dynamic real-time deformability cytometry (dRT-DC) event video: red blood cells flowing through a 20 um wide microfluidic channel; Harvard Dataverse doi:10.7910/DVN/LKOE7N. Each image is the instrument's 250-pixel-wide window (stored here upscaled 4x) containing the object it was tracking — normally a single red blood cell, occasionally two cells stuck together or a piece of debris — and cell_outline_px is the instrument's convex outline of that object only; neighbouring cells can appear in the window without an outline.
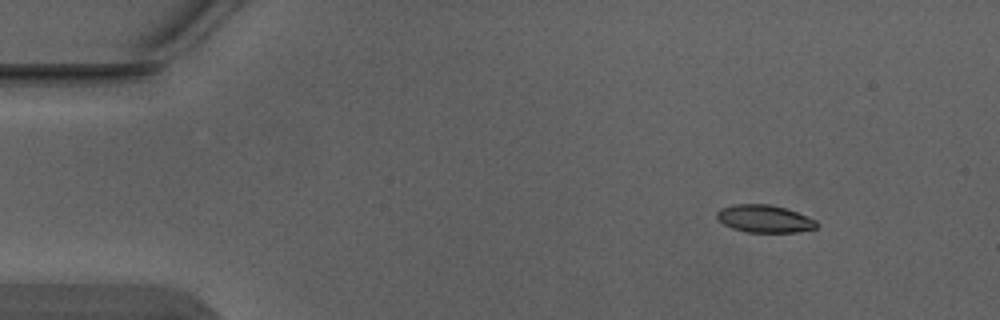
{"species": "Egyptian fruit bat (a non-hibernating species)", "species_latin": "Rousettus aegyptiacus", "temperature_condition": "warm", "stored_images_in_passage": 6, "camera_frame_rate_fps": 3000, "um_per_image_px": 0.085, "animal": {"sex": "male"}, "frame": {"image": 1, "passage_image": 2, "time_ms": 0.333, "image_size_px": [1000, 320], "cell_outline_px": [[820, 224], [816, 228], [796, 232], [748, 232], [732, 228], [724, 224], [716, 216], [716, 212], [720, 208], [732, 204], [768, 204], [784, 208], [796, 212], [816, 220]], "centroid_in_image_um": [64.97, 18.59], "position_along_channel_um": 20.0, "area_um2": 15.95}}
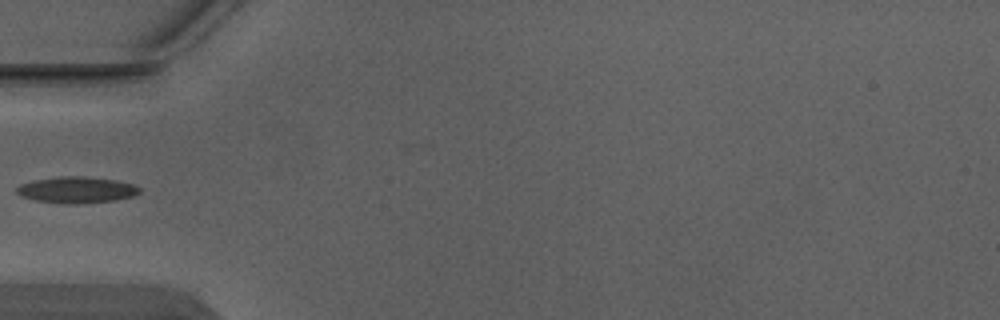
{"frame": {"image": 2, "passage_image": 5, "time_ms": 1.333, "image_size_px": [1000, 320], "cell_outline_px": [[140, 192], [132, 196], [116, 200], [76, 204], [68, 204], [36, 200], [20, 196], [16, 192], [16, 188], [20, 184], [36, 180], [60, 176], [80, 176], [112, 180], [132, 184], [140, 188]], "centroid_in_image_um": [6.48, 16.15], "position_along_channel_um": 78.5, "area_um2": 18.55}}
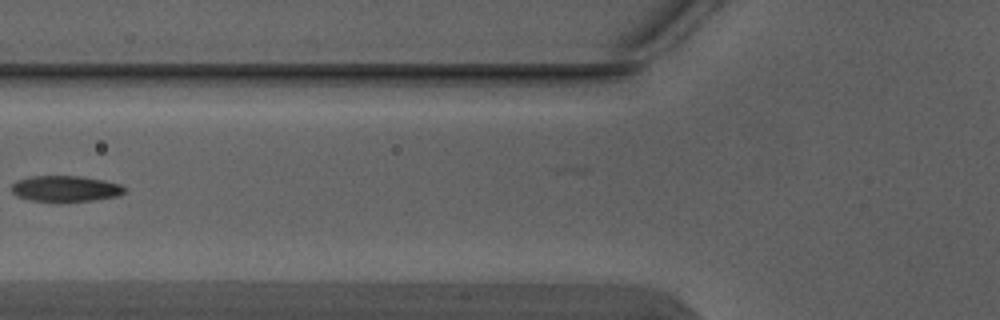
{"frame": {"image": 3, "passage_image": 6, "time_ms": 1.667, "image_size_px": [1000, 320], "cell_outline_px": [[128, 188], [124, 192], [116, 196], [92, 200], [60, 204], [28, 200], [16, 196], [12, 192], [12, 184], [16, 180], [28, 176], [80, 176], [104, 180], [120, 184]], "centroid_in_image_um": [5.52, 16.06], "position_along_channel_um": 120.3, "area_um2": 17.74}}